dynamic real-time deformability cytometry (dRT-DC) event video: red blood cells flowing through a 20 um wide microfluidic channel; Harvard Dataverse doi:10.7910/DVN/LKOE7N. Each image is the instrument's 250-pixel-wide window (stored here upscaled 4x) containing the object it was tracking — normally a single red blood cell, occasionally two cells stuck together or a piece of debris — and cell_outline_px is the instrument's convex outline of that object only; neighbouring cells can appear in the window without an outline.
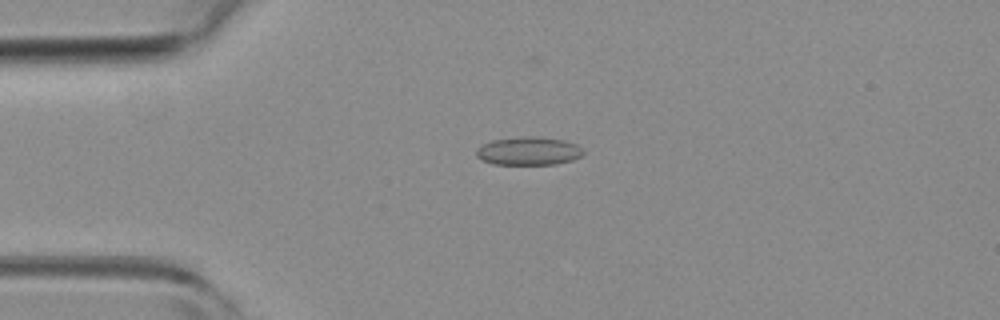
{"species": "common noctule bat (a hibernating species)", "species_latin": "Nyctalus noctula", "temperature_condition": "room temperature", "stored_images_in_passage": 5, "camera_frame_rate_fps": 3000, "um_per_image_px": 0.085, "animal": {"sex": "female", "body_mass_g": 19.3, "forearm_length_mm": 54.1}, "frame": {"image": 1, "passage_image": 4, "time_ms": 1.0, "image_size_px": [1000, 320], "cell_outline_px": [[584, 152], [580, 156], [572, 160], [556, 164], [492, 164], [476, 156], [476, 148], [492, 140], [524, 136], [536, 136], [564, 140], [576, 144]], "centroid_in_image_um": [44.92, 12.83], "position_along_channel_um": 40.1, "area_um2": 17.51}}